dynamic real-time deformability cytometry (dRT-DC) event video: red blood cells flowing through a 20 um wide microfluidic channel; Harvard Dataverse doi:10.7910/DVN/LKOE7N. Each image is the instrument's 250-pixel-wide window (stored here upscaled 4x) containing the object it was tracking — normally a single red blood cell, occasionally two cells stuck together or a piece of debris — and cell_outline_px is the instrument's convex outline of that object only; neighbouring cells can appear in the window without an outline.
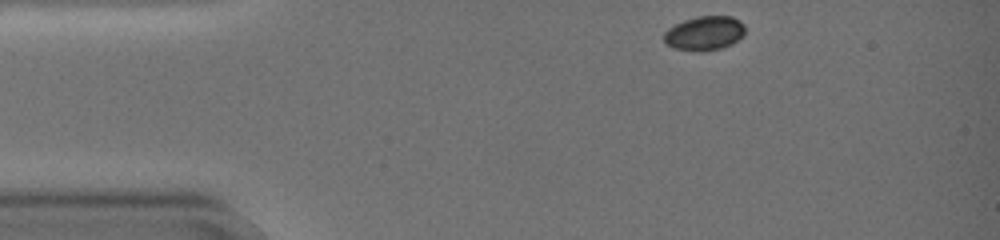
{"species": "common noctule bat (a hibernating species)", "species_latin": "Nyctalus noctula", "temperature_condition": "warm", "stored_images_in_passage": 43, "camera_frame_rate_fps": 3000, "um_per_image_px": 0.085, "animal": {"sex": "female", "body_mass_g": 19.0, "forearm_length_mm": 51.5}, "frame": {"image": 1, "passage_image": 1, "time_ms": 0.0, "image_size_px": [1000, 240], "cell_outline_px": [[744, 32], [736, 40], [720, 48], [700, 52], [676, 48], [668, 44], [664, 40], [664, 32], [668, 28], [684, 20], [696, 16], [732, 16], [744, 24]], "centroid_in_image_um": [59.85, 2.8], "position_along_channel_um": 25.1, "area_um2": 15.84}}
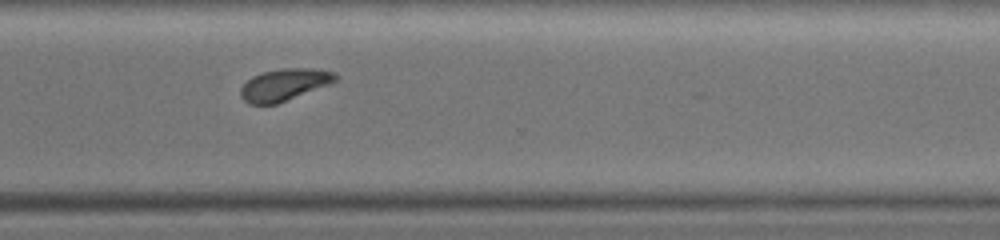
{"frame": {"image": 2, "passage_image": 33, "time_ms": 10.667, "image_size_px": [1000, 240], "cell_outline_px": [[340, 76], [332, 84], [276, 104], [248, 104], [240, 96], [240, 88], [252, 76], [264, 72], [284, 68], [316, 68], [336, 72]], "centroid_in_image_um": [24.22, 7.19], "position_along_channel_um": 346.4, "area_um2": 17.86}}
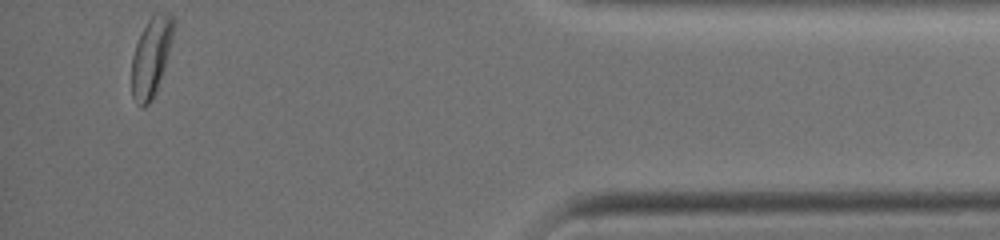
{"frame": {"image": 3, "passage_image": 43, "time_ms": 14.0, "image_size_px": [1000, 240], "cell_outline_px": [[176, 20], [168, 52], [156, 92], [152, 100], [144, 108], [140, 108], [132, 96], [132, 56], [136, 44], [152, 12], [168, 12]], "centroid_in_image_um": [12.84, 4.81], "position_along_channel_um": 422.4, "area_um2": 19.13}, "authors_computed_cell_mechanics": {"area_um2": 18.1492, "velocity_mm_per_s": 3.5997, "shape_relaxation_time_tau1_ms": 1.7592, "shape_relaxation_time_tau2_ms": null, "deformation_change_tau1": 0.0858, "deformation_change_tau2": null}}